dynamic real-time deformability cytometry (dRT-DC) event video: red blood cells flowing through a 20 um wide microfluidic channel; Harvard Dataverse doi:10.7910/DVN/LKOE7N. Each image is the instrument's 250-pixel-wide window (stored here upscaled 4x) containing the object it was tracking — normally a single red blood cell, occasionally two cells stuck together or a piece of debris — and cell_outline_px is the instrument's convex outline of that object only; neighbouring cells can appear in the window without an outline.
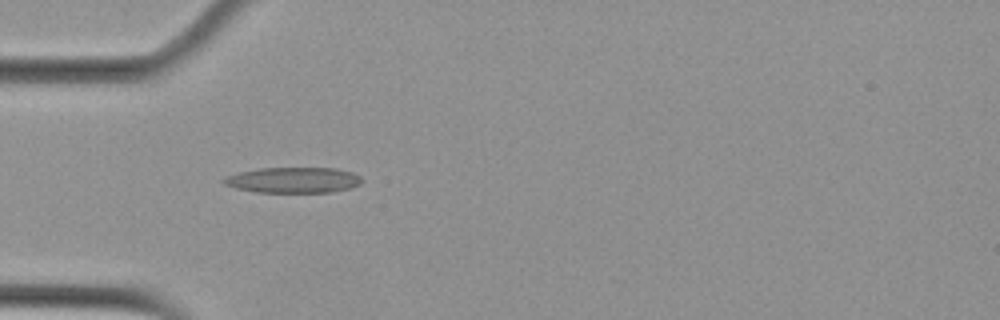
{"species": "Egyptian fruit bat (a non-hibernating species)", "species_latin": "Rousettus aegyptiacus", "temperature_condition": "cold", "stored_images_in_passage": 3, "camera_frame_rate_fps": 3000, "um_per_image_px": 0.085, "animal": {"sex": "female"}, "frame": {"image": 1, "passage_image": 3, "time_ms": 0.667, "image_size_px": [1000, 320], "cell_outline_px": [[364, 180], [360, 184], [352, 188], [332, 192], [256, 192], [236, 188], [224, 184], [220, 180], [224, 176], [240, 172], [260, 168], [336, 168], [352, 172], [360, 176]], "centroid_in_image_um": [24.94, 15.3], "position_along_channel_um": 60.1, "area_um2": 20.81}}